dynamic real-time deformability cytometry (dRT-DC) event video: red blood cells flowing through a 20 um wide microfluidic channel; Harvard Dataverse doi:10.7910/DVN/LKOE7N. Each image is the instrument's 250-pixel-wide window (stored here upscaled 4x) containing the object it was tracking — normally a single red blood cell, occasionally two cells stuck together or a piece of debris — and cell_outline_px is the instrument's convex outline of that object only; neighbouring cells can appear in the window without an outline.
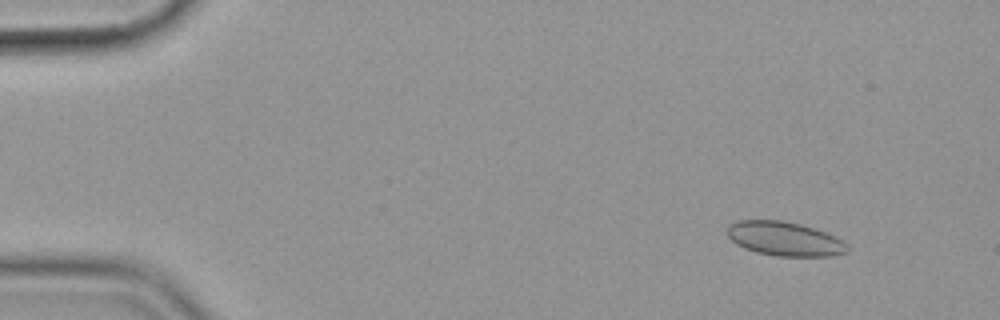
{"species": "common noctule bat (a hibernating species)", "species_latin": "Nyctalus noctula", "temperature_condition": "cold", "stored_images_in_passage": 56, "camera_frame_rate_fps": 3000, "um_per_image_px": 0.085, "animal": {"sex": "female", "body_mass_g": 19.9}, "frame": {"image": 1, "passage_image": 6, "time_ms": 1.667, "image_size_px": [1000, 320], "cell_outline_px": [[848, 252], [832, 256], [776, 256], [756, 252], [744, 248], [736, 244], [728, 236], [728, 224], [740, 220], [784, 220], [800, 224], [824, 232], [848, 244]], "centroid_in_image_um": [66.67, 20.3], "position_along_channel_um": 18.3, "area_um2": 23.76}}
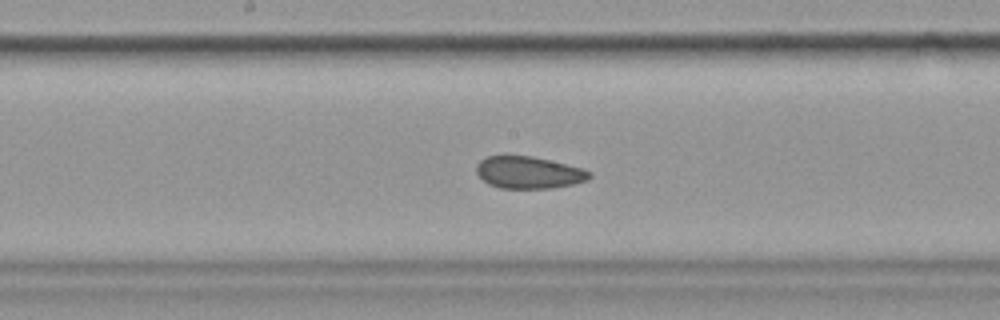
{"frame": {"image": 2, "passage_image": 30, "time_ms": 9.667, "image_size_px": [1000, 320], "cell_outline_px": [[592, 176], [588, 180], [572, 184], [552, 188], [500, 188], [488, 184], [476, 172], [476, 164], [480, 160], [488, 156], [532, 156], [584, 168], [592, 172]], "centroid_in_image_um": [44.96, 14.66], "position_along_channel_um": 203.2, "area_um2": 21.15}}
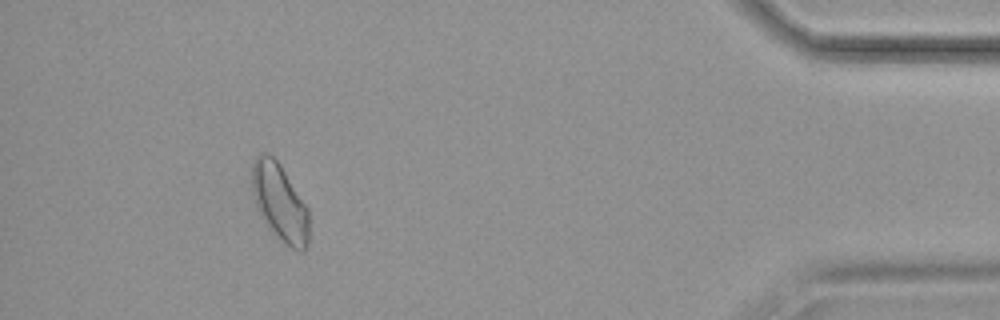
{"frame": {"image": 3, "passage_image": 52, "time_ms": 17.0, "image_size_px": [1000, 320], "cell_outline_px": [[308, 244], [304, 252], [296, 252], [284, 244], [268, 228], [260, 216], [252, 192], [252, 164], [256, 156], [260, 152], [268, 152], [280, 164], [308, 208]], "centroid_in_image_um": [23.77, 17.23], "position_along_channel_um": 411.4, "area_um2": 25.95}, "authors_computed_cell_mechanics": {"area_um2": 22.9755, "velocity_mm_per_s": 3.5788, "shape_relaxation_time_tau1_ms": null, "shape_relaxation_time_tau2_ms": 2.64, "deformation_change_tau1": null, "deformation_change_tau2": 0.0721}}